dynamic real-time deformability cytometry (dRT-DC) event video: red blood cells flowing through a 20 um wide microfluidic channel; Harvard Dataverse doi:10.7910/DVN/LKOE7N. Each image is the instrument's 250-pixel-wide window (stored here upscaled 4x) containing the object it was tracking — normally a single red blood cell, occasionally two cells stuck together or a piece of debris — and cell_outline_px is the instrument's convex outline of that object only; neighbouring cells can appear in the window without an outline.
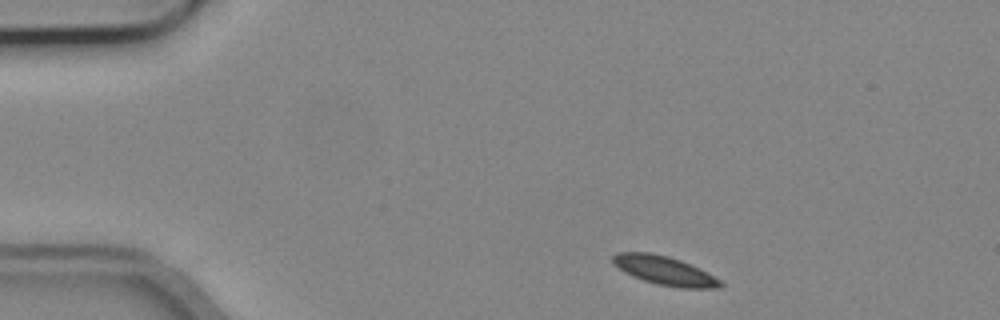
{"species": "common noctule bat (a hibernating species)", "species_latin": "Nyctalus noctula", "temperature_condition": "cold", "stored_images_in_passage": 28, "camera_frame_rate_fps": 3000, "um_per_image_px": 0.085, "animal": {"sex": "male", "body_mass_g": 19.2, "forearm_length_mm": 51.8}, "frame": {"image": 1, "passage_image": 2, "time_ms": 0.333, "image_size_px": [1000, 320], "cell_outline_px": [[724, 284], [720, 288], [680, 288], [656, 284], [632, 276], [624, 272], [612, 260], [612, 256], [616, 252], [648, 252], [668, 256], [680, 260], [720, 280]], "centroid_in_image_um": [56.45, 23.0], "position_along_channel_um": 28.5, "area_um2": 17.69}}
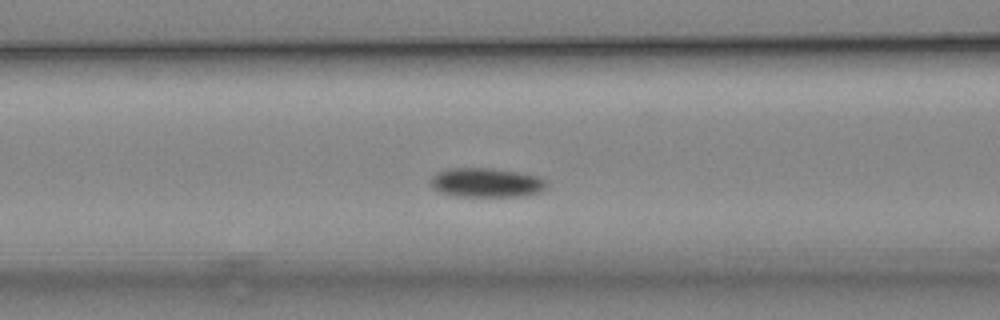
{"frame": {"image": 2, "passage_image": 15, "time_ms": 4.667, "image_size_px": [1000, 320], "cell_outline_px": [[548, 184], [544, 188], [536, 192], [512, 196], [468, 196], [444, 192], [436, 188], [432, 184], [432, 176], [436, 172], [448, 168], [492, 168], [520, 172], [536, 176], [544, 180]], "centroid_in_image_um": [41.34, 15.48], "position_along_channel_um": 125.3, "area_um2": 19.07}}
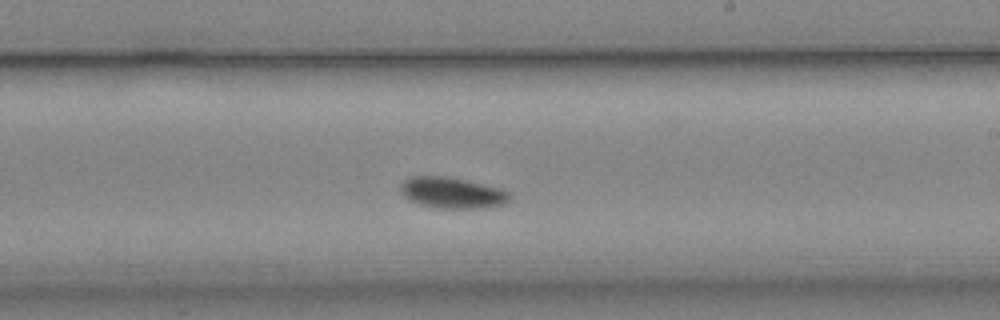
{"frame": {"image": 3, "passage_image": 25, "time_ms": 8.0, "image_size_px": [1000, 320], "cell_outline_px": [[508, 200], [500, 204], [448, 208], [424, 204], [412, 200], [404, 196], [400, 188], [400, 184], [408, 176], [444, 176], [468, 180], [500, 188], [508, 192]], "centroid_in_image_um": [38.35, 16.32], "position_along_channel_um": 250.6, "area_um2": 18.73}}